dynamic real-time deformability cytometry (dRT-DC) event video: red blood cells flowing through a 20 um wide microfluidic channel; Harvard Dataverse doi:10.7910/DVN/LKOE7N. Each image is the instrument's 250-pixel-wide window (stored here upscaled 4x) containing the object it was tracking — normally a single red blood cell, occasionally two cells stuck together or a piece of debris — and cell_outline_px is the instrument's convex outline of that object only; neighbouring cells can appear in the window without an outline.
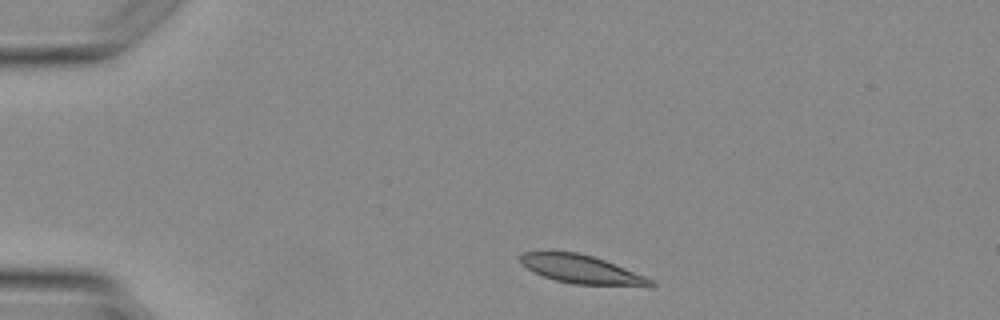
{"species": "Egyptian fruit bat (a non-hibernating species)", "species_latin": "Rousettus aegyptiacus", "temperature_condition": "warm", "stored_images_in_passage": 2, "camera_frame_rate_fps": 3000, "um_per_image_px": 0.085, "animal": {"sex": "female"}, "frame": {"image": 1, "passage_image": 1, "time_ms": 0.0, "image_size_px": [1000, 320], "cell_outline_px": [[656, 288], [648, 288], [572, 284], [556, 280], [544, 276], [520, 264], [516, 256], [520, 252], [576, 252], [592, 256], [604, 260], [644, 276], [652, 280], [656, 284]], "centroid_in_image_um": [49.49, 22.93], "position_along_channel_um": 35.5, "area_um2": 22.02}}